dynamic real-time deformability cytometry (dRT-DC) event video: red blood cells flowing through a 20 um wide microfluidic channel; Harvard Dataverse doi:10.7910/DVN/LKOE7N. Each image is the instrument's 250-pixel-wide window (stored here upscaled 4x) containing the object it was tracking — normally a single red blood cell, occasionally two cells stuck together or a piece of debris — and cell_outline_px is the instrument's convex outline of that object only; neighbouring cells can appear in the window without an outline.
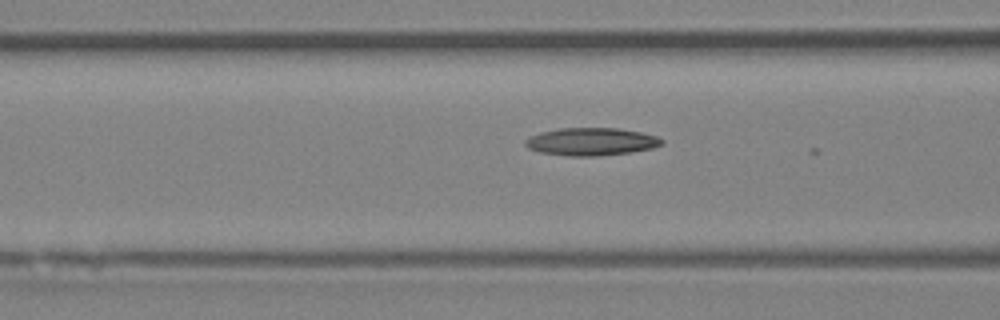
{"species": "Egyptian fruit bat (a non-hibernating species)", "species_latin": "Rousettus aegyptiacus", "temperature_condition": "room temperature", "stored_images_in_passage": 6, "camera_frame_rate_fps": 3000, "um_per_image_px": 0.085, "animal": {"sex": "female"}, "frame": {"image": 1, "passage_image": 4, "time_ms": 1.0, "image_size_px": [1000, 320], "cell_outline_px": [[664, 144], [652, 148], [632, 152], [596, 156], [568, 156], [540, 152], [528, 148], [524, 144], [524, 140], [540, 132], [560, 128], [616, 128], [640, 132], [656, 136], [664, 140]], "centroid_in_image_um": [50.26, 12.04], "position_along_channel_um": 116.3, "area_um2": 22.02}}